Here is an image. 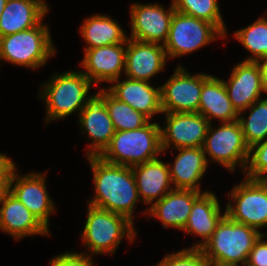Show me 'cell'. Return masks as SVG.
<instances>
[{
  "label": "cell",
  "mask_w": 267,
  "mask_h": 266,
  "mask_svg": "<svg viewBox=\"0 0 267 266\" xmlns=\"http://www.w3.org/2000/svg\"><path fill=\"white\" fill-rule=\"evenodd\" d=\"M87 157L96 192L88 203L126 216L133 222L134 206L140 199L131 167L106 162L100 156Z\"/></svg>",
  "instance_id": "obj_1"
},
{
  "label": "cell",
  "mask_w": 267,
  "mask_h": 266,
  "mask_svg": "<svg viewBox=\"0 0 267 266\" xmlns=\"http://www.w3.org/2000/svg\"><path fill=\"white\" fill-rule=\"evenodd\" d=\"M261 232L237 223L227 214L219 221L212 237L200 247L208 263L220 266L245 265Z\"/></svg>",
  "instance_id": "obj_2"
},
{
  "label": "cell",
  "mask_w": 267,
  "mask_h": 266,
  "mask_svg": "<svg viewBox=\"0 0 267 266\" xmlns=\"http://www.w3.org/2000/svg\"><path fill=\"white\" fill-rule=\"evenodd\" d=\"M160 125L150 121L139 129L116 131L99 155L104 161L133 167L157 159L163 153Z\"/></svg>",
  "instance_id": "obj_3"
},
{
  "label": "cell",
  "mask_w": 267,
  "mask_h": 266,
  "mask_svg": "<svg viewBox=\"0 0 267 266\" xmlns=\"http://www.w3.org/2000/svg\"><path fill=\"white\" fill-rule=\"evenodd\" d=\"M94 85L91 80L80 71L58 73L42 84L41 95L47 109L45 120L64 119L71 113H78L85 107L89 90ZM48 119V120H47Z\"/></svg>",
  "instance_id": "obj_4"
},
{
  "label": "cell",
  "mask_w": 267,
  "mask_h": 266,
  "mask_svg": "<svg viewBox=\"0 0 267 266\" xmlns=\"http://www.w3.org/2000/svg\"><path fill=\"white\" fill-rule=\"evenodd\" d=\"M82 239L93 254L114 253L122 239L130 243L136 237L134 222L126 216L88 204Z\"/></svg>",
  "instance_id": "obj_5"
},
{
  "label": "cell",
  "mask_w": 267,
  "mask_h": 266,
  "mask_svg": "<svg viewBox=\"0 0 267 266\" xmlns=\"http://www.w3.org/2000/svg\"><path fill=\"white\" fill-rule=\"evenodd\" d=\"M49 27L40 23L34 28L0 37V60L37 69L55 55Z\"/></svg>",
  "instance_id": "obj_6"
},
{
  "label": "cell",
  "mask_w": 267,
  "mask_h": 266,
  "mask_svg": "<svg viewBox=\"0 0 267 266\" xmlns=\"http://www.w3.org/2000/svg\"><path fill=\"white\" fill-rule=\"evenodd\" d=\"M207 163H210L207 156L217 161L226 169L233 171L237 164L245 172L249 157V146L244 140L243 131L238 120L223 122L217 129L209 125L207 134L202 146ZM206 154H208L206 156Z\"/></svg>",
  "instance_id": "obj_7"
},
{
  "label": "cell",
  "mask_w": 267,
  "mask_h": 266,
  "mask_svg": "<svg viewBox=\"0 0 267 266\" xmlns=\"http://www.w3.org/2000/svg\"><path fill=\"white\" fill-rule=\"evenodd\" d=\"M225 35L205 20L175 11L164 49L168 58H176L193 53L199 48Z\"/></svg>",
  "instance_id": "obj_8"
},
{
  "label": "cell",
  "mask_w": 267,
  "mask_h": 266,
  "mask_svg": "<svg viewBox=\"0 0 267 266\" xmlns=\"http://www.w3.org/2000/svg\"><path fill=\"white\" fill-rule=\"evenodd\" d=\"M225 213L235 222L258 228L267 226V181L245 179L234 186Z\"/></svg>",
  "instance_id": "obj_9"
},
{
  "label": "cell",
  "mask_w": 267,
  "mask_h": 266,
  "mask_svg": "<svg viewBox=\"0 0 267 266\" xmlns=\"http://www.w3.org/2000/svg\"><path fill=\"white\" fill-rule=\"evenodd\" d=\"M211 75H191L178 65L173 75L160 86L162 114L197 113L203 83Z\"/></svg>",
  "instance_id": "obj_10"
},
{
  "label": "cell",
  "mask_w": 267,
  "mask_h": 266,
  "mask_svg": "<svg viewBox=\"0 0 267 266\" xmlns=\"http://www.w3.org/2000/svg\"><path fill=\"white\" fill-rule=\"evenodd\" d=\"M16 167L17 166L14 164L10 168L8 191L23 203L28 210L49 229V216L51 213H54L55 206L53 200L46 191V175L34 172L19 176L18 173L15 172Z\"/></svg>",
  "instance_id": "obj_11"
},
{
  "label": "cell",
  "mask_w": 267,
  "mask_h": 266,
  "mask_svg": "<svg viewBox=\"0 0 267 266\" xmlns=\"http://www.w3.org/2000/svg\"><path fill=\"white\" fill-rule=\"evenodd\" d=\"M131 38L136 41L164 45L168 39L170 23L175 12L173 4L165 11L158 3L131 6Z\"/></svg>",
  "instance_id": "obj_12"
},
{
  "label": "cell",
  "mask_w": 267,
  "mask_h": 266,
  "mask_svg": "<svg viewBox=\"0 0 267 266\" xmlns=\"http://www.w3.org/2000/svg\"><path fill=\"white\" fill-rule=\"evenodd\" d=\"M166 125L160 127L163 152L171 145L175 149L202 147L210 122L200 113H165Z\"/></svg>",
  "instance_id": "obj_13"
},
{
  "label": "cell",
  "mask_w": 267,
  "mask_h": 266,
  "mask_svg": "<svg viewBox=\"0 0 267 266\" xmlns=\"http://www.w3.org/2000/svg\"><path fill=\"white\" fill-rule=\"evenodd\" d=\"M79 123L93 141L87 156H99L110 144L116 130L105 106V88L87 98Z\"/></svg>",
  "instance_id": "obj_14"
},
{
  "label": "cell",
  "mask_w": 267,
  "mask_h": 266,
  "mask_svg": "<svg viewBox=\"0 0 267 266\" xmlns=\"http://www.w3.org/2000/svg\"><path fill=\"white\" fill-rule=\"evenodd\" d=\"M229 99L240 113L259 99L264 91L262 68L259 62L242 61L235 65L229 81H224Z\"/></svg>",
  "instance_id": "obj_15"
},
{
  "label": "cell",
  "mask_w": 267,
  "mask_h": 266,
  "mask_svg": "<svg viewBox=\"0 0 267 266\" xmlns=\"http://www.w3.org/2000/svg\"><path fill=\"white\" fill-rule=\"evenodd\" d=\"M166 59L164 45L127 38L125 76L149 82L150 78L164 69Z\"/></svg>",
  "instance_id": "obj_16"
},
{
  "label": "cell",
  "mask_w": 267,
  "mask_h": 266,
  "mask_svg": "<svg viewBox=\"0 0 267 266\" xmlns=\"http://www.w3.org/2000/svg\"><path fill=\"white\" fill-rule=\"evenodd\" d=\"M126 41L121 44H111L85 50L81 61L83 73L93 84L111 83L120 79V74L125 69Z\"/></svg>",
  "instance_id": "obj_17"
},
{
  "label": "cell",
  "mask_w": 267,
  "mask_h": 266,
  "mask_svg": "<svg viewBox=\"0 0 267 266\" xmlns=\"http://www.w3.org/2000/svg\"><path fill=\"white\" fill-rule=\"evenodd\" d=\"M0 206V229L16 241L28 235H49V229L9 191L3 195Z\"/></svg>",
  "instance_id": "obj_18"
},
{
  "label": "cell",
  "mask_w": 267,
  "mask_h": 266,
  "mask_svg": "<svg viewBox=\"0 0 267 266\" xmlns=\"http://www.w3.org/2000/svg\"><path fill=\"white\" fill-rule=\"evenodd\" d=\"M113 86L107 89L116 99L143 113L149 119L154 114L163 113L161 107L160 86L154 88L150 82L143 80L119 79L112 81Z\"/></svg>",
  "instance_id": "obj_19"
},
{
  "label": "cell",
  "mask_w": 267,
  "mask_h": 266,
  "mask_svg": "<svg viewBox=\"0 0 267 266\" xmlns=\"http://www.w3.org/2000/svg\"><path fill=\"white\" fill-rule=\"evenodd\" d=\"M201 194L194 190L173 189L154 202L146 212L149 217L158 218L165 228L174 227L183 231L192 205Z\"/></svg>",
  "instance_id": "obj_20"
},
{
  "label": "cell",
  "mask_w": 267,
  "mask_h": 266,
  "mask_svg": "<svg viewBox=\"0 0 267 266\" xmlns=\"http://www.w3.org/2000/svg\"><path fill=\"white\" fill-rule=\"evenodd\" d=\"M48 11L44 0H7L0 17V37L38 26Z\"/></svg>",
  "instance_id": "obj_21"
},
{
  "label": "cell",
  "mask_w": 267,
  "mask_h": 266,
  "mask_svg": "<svg viewBox=\"0 0 267 266\" xmlns=\"http://www.w3.org/2000/svg\"><path fill=\"white\" fill-rule=\"evenodd\" d=\"M177 150L179 153L172 167L168 164L172 187L201 192L199 180L208 166L202 147H184Z\"/></svg>",
  "instance_id": "obj_22"
},
{
  "label": "cell",
  "mask_w": 267,
  "mask_h": 266,
  "mask_svg": "<svg viewBox=\"0 0 267 266\" xmlns=\"http://www.w3.org/2000/svg\"><path fill=\"white\" fill-rule=\"evenodd\" d=\"M141 202L150 204L173 190L168 163L155 159L131 167ZM169 190V191H168ZM141 197V198H140ZM157 199V200H156Z\"/></svg>",
  "instance_id": "obj_23"
},
{
  "label": "cell",
  "mask_w": 267,
  "mask_h": 266,
  "mask_svg": "<svg viewBox=\"0 0 267 266\" xmlns=\"http://www.w3.org/2000/svg\"><path fill=\"white\" fill-rule=\"evenodd\" d=\"M219 200L209 191H204L193 203L190 215L183 231L199 235L202 241L196 243L192 248H200L213 235L217 224L223 218L220 211Z\"/></svg>",
  "instance_id": "obj_24"
},
{
  "label": "cell",
  "mask_w": 267,
  "mask_h": 266,
  "mask_svg": "<svg viewBox=\"0 0 267 266\" xmlns=\"http://www.w3.org/2000/svg\"><path fill=\"white\" fill-rule=\"evenodd\" d=\"M210 124L217 118L221 123L238 120L239 113L233 107L223 79L211 75L202 85L198 112Z\"/></svg>",
  "instance_id": "obj_25"
},
{
  "label": "cell",
  "mask_w": 267,
  "mask_h": 266,
  "mask_svg": "<svg viewBox=\"0 0 267 266\" xmlns=\"http://www.w3.org/2000/svg\"><path fill=\"white\" fill-rule=\"evenodd\" d=\"M110 16L94 15L85 19L81 25V35L85 39L86 49L102 47L111 44H121L127 40L124 30Z\"/></svg>",
  "instance_id": "obj_26"
},
{
  "label": "cell",
  "mask_w": 267,
  "mask_h": 266,
  "mask_svg": "<svg viewBox=\"0 0 267 266\" xmlns=\"http://www.w3.org/2000/svg\"><path fill=\"white\" fill-rule=\"evenodd\" d=\"M250 110L249 116L245 118L240 115ZM238 122L243 131L244 140L249 146H253L267 139V99H258L250 107L241 111Z\"/></svg>",
  "instance_id": "obj_27"
},
{
  "label": "cell",
  "mask_w": 267,
  "mask_h": 266,
  "mask_svg": "<svg viewBox=\"0 0 267 266\" xmlns=\"http://www.w3.org/2000/svg\"><path fill=\"white\" fill-rule=\"evenodd\" d=\"M105 106L116 131L139 129L150 121L143 113L116 99L107 88L105 90Z\"/></svg>",
  "instance_id": "obj_28"
},
{
  "label": "cell",
  "mask_w": 267,
  "mask_h": 266,
  "mask_svg": "<svg viewBox=\"0 0 267 266\" xmlns=\"http://www.w3.org/2000/svg\"><path fill=\"white\" fill-rule=\"evenodd\" d=\"M236 39L252 56L243 61L259 62L267 57V18L261 17L251 25L237 30Z\"/></svg>",
  "instance_id": "obj_29"
},
{
  "label": "cell",
  "mask_w": 267,
  "mask_h": 266,
  "mask_svg": "<svg viewBox=\"0 0 267 266\" xmlns=\"http://www.w3.org/2000/svg\"><path fill=\"white\" fill-rule=\"evenodd\" d=\"M175 11L214 24L227 36L217 0H173Z\"/></svg>",
  "instance_id": "obj_30"
},
{
  "label": "cell",
  "mask_w": 267,
  "mask_h": 266,
  "mask_svg": "<svg viewBox=\"0 0 267 266\" xmlns=\"http://www.w3.org/2000/svg\"><path fill=\"white\" fill-rule=\"evenodd\" d=\"M249 151L248 162L244 172L246 173L247 171L246 177L253 180L267 181V139L254 144Z\"/></svg>",
  "instance_id": "obj_31"
},
{
  "label": "cell",
  "mask_w": 267,
  "mask_h": 266,
  "mask_svg": "<svg viewBox=\"0 0 267 266\" xmlns=\"http://www.w3.org/2000/svg\"><path fill=\"white\" fill-rule=\"evenodd\" d=\"M208 261L200 248L181 249L176 253L167 254L155 266H207Z\"/></svg>",
  "instance_id": "obj_32"
},
{
  "label": "cell",
  "mask_w": 267,
  "mask_h": 266,
  "mask_svg": "<svg viewBox=\"0 0 267 266\" xmlns=\"http://www.w3.org/2000/svg\"><path fill=\"white\" fill-rule=\"evenodd\" d=\"M51 266H93L90 255L85 253L66 252L55 256L49 262Z\"/></svg>",
  "instance_id": "obj_33"
},
{
  "label": "cell",
  "mask_w": 267,
  "mask_h": 266,
  "mask_svg": "<svg viewBox=\"0 0 267 266\" xmlns=\"http://www.w3.org/2000/svg\"><path fill=\"white\" fill-rule=\"evenodd\" d=\"M264 236L262 233L254 243L245 266H267V241H263Z\"/></svg>",
  "instance_id": "obj_34"
},
{
  "label": "cell",
  "mask_w": 267,
  "mask_h": 266,
  "mask_svg": "<svg viewBox=\"0 0 267 266\" xmlns=\"http://www.w3.org/2000/svg\"><path fill=\"white\" fill-rule=\"evenodd\" d=\"M14 164L6 154L0 153V179H9L10 168Z\"/></svg>",
  "instance_id": "obj_35"
},
{
  "label": "cell",
  "mask_w": 267,
  "mask_h": 266,
  "mask_svg": "<svg viewBox=\"0 0 267 266\" xmlns=\"http://www.w3.org/2000/svg\"><path fill=\"white\" fill-rule=\"evenodd\" d=\"M259 63L262 68L264 91L267 93V57L260 60Z\"/></svg>",
  "instance_id": "obj_36"
},
{
  "label": "cell",
  "mask_w": 267,
  "mask_h": 266,
  "mask_svg": "<svg viewBox=\"0 0 267 266\" xmlns=\"http://www.w3.org/2000/svg\"><path fill=\"white\" fill-rule=\"evenodd\" d=\"M8 191V179H0V203L3 195Z\"/></svg>",
  "instance_id": "obj_37"
},
{
  "label": "cell",
  "mask_w": 267,
  "mask_h": 266,
  "mask_svg": "<svg viewBox=\"0 0 267 266\" xmlns=\"http://www.w3.org/2000/svg\"><path fill=\"white\" fill-rule=\"evenodd\" d=\"M6 2H7V0H0V17H1L3 10H4Z\"/></svg>",
  "instance_id": "obj_38"
},
{
  "label": "cell",
  "mask_w": 267,
  "mask_h": 266,
  "mask_svg": "<svg viewBox=\"0 0 267 266\" xmlns=\"http://www.w3.org/2000/svg\"><path fill=\"white\" fill-rule=\"evenodd\" d=\"M207 266H220V265H216V264L208 263Z\"/></svg>",
  "instance_id": "obj_39"
}]
</instances>
